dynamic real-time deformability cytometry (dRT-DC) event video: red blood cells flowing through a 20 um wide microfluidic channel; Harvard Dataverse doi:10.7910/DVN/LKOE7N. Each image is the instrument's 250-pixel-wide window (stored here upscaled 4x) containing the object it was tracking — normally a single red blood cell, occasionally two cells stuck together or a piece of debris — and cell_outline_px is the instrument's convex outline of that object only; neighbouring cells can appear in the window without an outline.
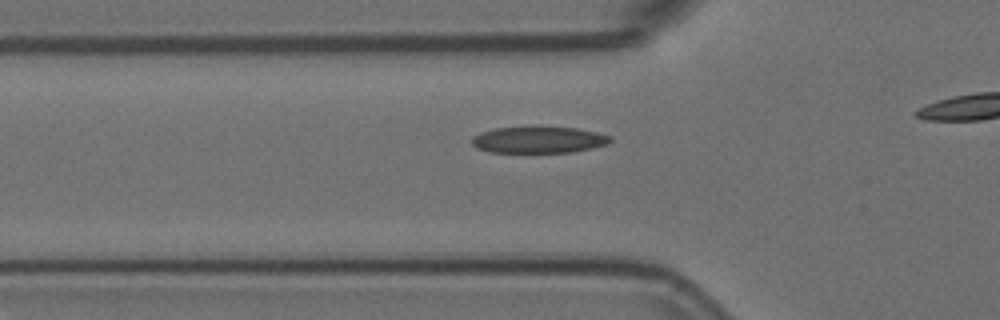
{"species": "Egyptian fruit bat (a non-hibernating species)", "species_latin": "Rousettus aegyptiacus", "temperature_condition": "room temperature", "stored_images_in_passage": 25, "camera_frame_rate_fps": 3000, "um_per_image_px": 0.085, "animal": {"sex": "female"}, "frame": {"image": 1, "passage_image": 9, "time_ms": 2.667, "image_size_px": [1000, 320], "cell_outline_px": [[612, 140], [608, 144], [592, 148], [572, 152], [488, 152], [476, 148], [472, 144], [472, 136], [480, 132], [496, 128], [536, 124], [540, 124], [576, 128], [596, 132], [612, 136]], "centroid_in_image_um": [45.77, 11.84], "position_along_channel_um": 80.0, "area_um2": 22.31}}
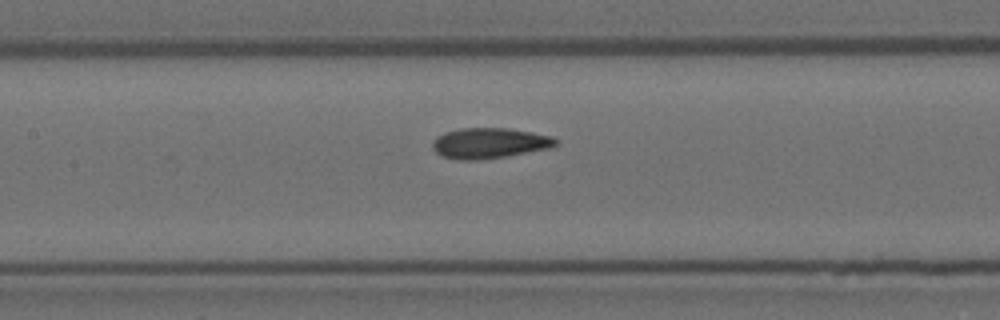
{"frame": {"image": 2, "passage_image": 16, "time_ms": 5.0, "image_size_px": [1000, 320], "cell_outline_px": [[556, 144], [552, 148], [504, 156], [476, 160], [456, 160], [440, 156], [432, 148], [432, 144], [436, 136], [444, 132], [460, 128], [508, 128], [532, 132], [552, 136], [556, 140]], "centroid_in_image_um": [41.56, 12.16], "position_along_channel_um": 165.8, "area_um2": 21.96}}
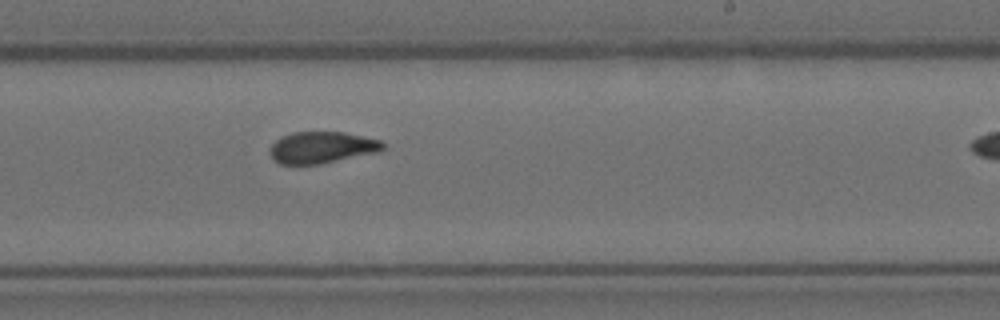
{"frame": {"image": 3, "passage_image": 24, "time_ms": 7.667, "image_size_px": [1000, 320], "cell_outline_px": [[384, 148], [380, 152], [320, 164], [280, 164], [272, 160], [268, 152], [272, 144], [280, 136], [292, 132], [344, 132], [380, 140], [384, 144]], "centroid_in_image_um": [27.32, 12.54], "position_along_channel_um": 261.7, "area_um2": 21.04}}